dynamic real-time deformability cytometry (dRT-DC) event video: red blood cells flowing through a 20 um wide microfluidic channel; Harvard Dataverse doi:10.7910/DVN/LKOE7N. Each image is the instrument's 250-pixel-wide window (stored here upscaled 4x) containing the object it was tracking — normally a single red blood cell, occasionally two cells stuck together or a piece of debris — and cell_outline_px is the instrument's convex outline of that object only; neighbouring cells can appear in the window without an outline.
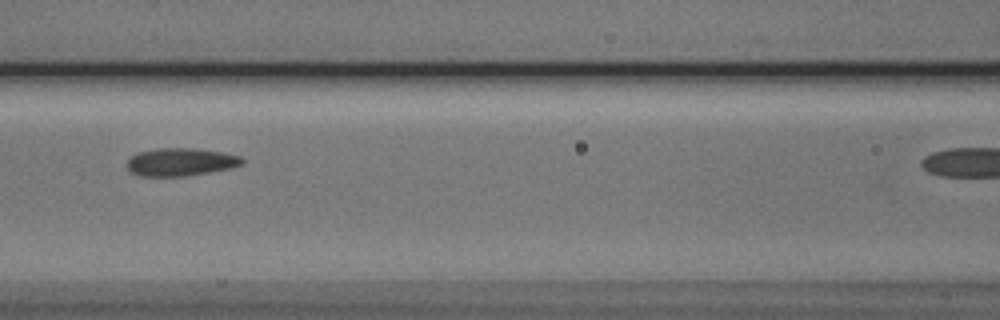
{"species": "Egyptian fruit bat (a non-hibernating species)", "species_latin": "Rousettus aegyptiacus", "temperature_condition": "cold", "stored_images_in_passage": 7, "camera_frame_rate_fps": 3000, "um_per_image_px": 0.085, "animal": {"sex": "male"}, "frame": {"image": 1, "passage_image": 6, "time_ms": 5.667, "image_size_px": [1000, 320], "cell_outline_px": [[244, 164], [228, 168], [208, 172], [184, 176], [140, 176], [132, 172], [128, 168], [128, 160], [136, 152], [156, 148], [196, 148], [224, 152], [240, 156], [244, 160]], "centroid_in_image_um": [15.36, 13.75], "position_along_channel_um": 151.2, "area_um2": 18.67}}